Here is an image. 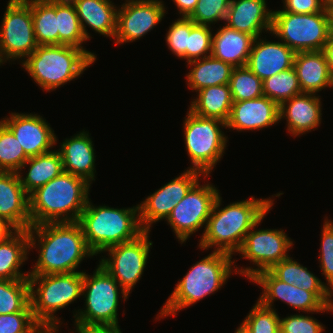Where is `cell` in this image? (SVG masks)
<instances>
[{"mask_svg":"<svg viewBox=\"0 0 333 333\" xmlns=\"http://www.w3.org/2000/svg\"><path fill=\"white\" fill-rule=\"evenodd\" d=\"M279 122V105L262 96L252 100L233 101L226 129L238 132L258 131Z\"/></svg>","mask_w":333,"mask_h":333,"instance_id":"cell-19","label":"cell"},{"mask_svg":"<svg viewBox=\"0 0 333 333\" xmlns=\"http://www.w3.org/2000/svg\"><path fill=\"white\" fill-rule=\"evenodd\" d=\"M39 325L33 312L0 314V333H32Z\"/></svg>","mask_w":333,"mask_h":333,"instance_id":"cell-45","label":"cell"},{"mask_svg":"<svg viewBox=\"0 0 333 333\" xmlns=\"http://www.w3.org/2000/svg\"><path fill=\"white\" fill-rule=\"evenodd\" d=\"M180 17H188L196 7L198 0H172Z\"/></svg>","mask_w":333,"mask_h":333,"instance_id":"cell-48","label":"cell"},{"mask_svg":"<svg viewBox=\"0 0 333 333\" xmlns=\"http://www.w3.org/2000/svg\"><path fill=\"white\" fill-rule=\"evenodd\" d=\"M34 35L38 45H59L56 0H30Z\"/></svg>","mask_w":333,"mask_h":333,"instance_id":"cell-34","label":"cell"},{"mask_svg":"<svg viewBox=\"0 0 333 333\" xmlns=\"http://www.w3.org/2000/svg\"><path fill=\"white\" fill-rule=\"evenodd\" d=\"M6 117L1 121L12 131L28 158L50 152L58 143L50 123L41 115L11 112Z\"/></svg>","mask_w":333,"mask_h":333,"instance_id":"cell-18","label":"cell"},{"mask_svg":"<svg viewBox=\"0 0 333 333\" xmlns=\"http://www.w3.org/2000/svg\"><path fill=\"white\" fill-rule=\"evenodd\" d=\"M231 0H198L195 9L188 16L197 25H215L224 21L227 16Z\"/></svg>","mask_w":333,"mask_h":333,"instance_id":"cell-41","label":"cell"},{"mask_svg":"<svg viewBox=\"0 0 333 333\" xmlns=\"http://www.w3.org/2000/svg\"><path fill=\"white\" fill-rule=\"evenodd\" d=\"M283 8L273 12H291L294 14H313L323 11L327 0H282Z\"/></svg>","mask_w":333,"mask_h":333,"instance_id":"cell-46","label":"cell"},{"mask_svg":"<svg viewBox=\"0 0 333 333\" xmlns=\"http://www.w3.org/2000/svg\"><path fill=\"white\" fill-rule=\"evenodd\" d=\"M60 325L40 324L32 333H58ZM74 333V331L72 332Z\"/></svg>","mask_w":333,"mask_h":333,"instance_id":"cell-50","label":"cell"},{"mask_svg":"<svg viewBox=\"0 0 333 333\" xmlns=\"http://www.w3.org/2000/svg\"><path fill=\"white\" fill-rule=\"evenodd\" d=\"M223 128L226 129L227 126L221 120L201 117L187 111L183 130L185 149L191 161L188 169L210 176L228 147V136L222 131Z\"/></svg>","mask_w":333,"mask_h":333,"instance_id":"cell-9","label":"cell"},{"mask_svg":"<svg viewBox=\"0 0 333 333\" xmlns=\"http://www.w3.org/2000/svg\"><path fill=\"white\" fill-rule=\"evenodd\" d=\"M28 230H15L0 242V280L28 279L29 271L23 273L21 266L28 260Z\"/></svg>","mask_w":333,"mask_h":333,"instance_id":"cell-29","label":"cell"},{"mask_svg":"<svg viewBox=\"0 0 333 333\" xmlns=\"http://www.w3.org/2000/svg\"><path fill=\"white\" fill-rule=\"evenodd\" d=\"M292 314L285 318L280 317V333H322L324 325L312 316Z\"/></svg>","mask_w":333,"mask_h":333,"instance_id":"cell-44","label":"cell"},{"mask_svg":"<svg viewBox=\"0 0 333 333\" xmlns=\"http://www.w3.org/2000/svg\"><path fill=\"white\" fill-rule=\"evenodd\" d=\"M108 1H111V0H108ZM131 1H134V0H125L124 3H122V4H125V3H128V2H131Z\"/></svg>","mask_w":333,"mask_h":333,"instance_id":"cell-54","label":"cell"},{"mask_svg":"<svg viewBox=\"0 0 333 333\" xmlns=\"http://www.w3.org/2000/svg\"><path fill=\"white\" fill-rule=\"evenodd\" d=\"M83 272L30 275V306L39 324L61 325L56 312L82 296Z\"/></svg>","mask_w":333,"mask_h":333,"instance_id":"cell-7","label":"cell"},{"mask_svg":"<svg viewBox=\"0 0 333 333\" xmlns=\"http://www.w3.org/2000/svg\"><path fill=\"white\" fill-rule=\"evenodd\" d=\"M327 5H328V8L332 11L333 13V0H327Z\"/></svg>","mask_w":333,"mask_h":333,"instance_id":"cell-53","label":"cell"},{"mask_svg":"<svg viewBox=\"0 0 333 333\" xmlns=\"http://www.w3.org/2000/svg\"><path fill=\"white\" fill-rule=\"evenodd\" d=\"M282 194L284 193L279 192L265 199H255L251 196L246 200L230 202L224 208L220 207L222 197L219 194L198 247L201 250L214 247L213 251L234 256L240 250L246 234L271 208L273 209L274 197L279 198Z\"/></svg>","mask_w":333,"mask_h":333,"instance_id":"cell-2","label":"cell"},{"mask_svg":"<svg viewBox=\"0 0 333 333\" xmlns=\"http://www.w3.org/2000/svg\"><path fill=\"white\" fill-rule=\"evenodd\" d=\"M32 312L28 279L0 280V314Z\"/></svg>","mask_w":333,"mask_h":333,"instance_id":"cell-35","label":"cell"},{"mask_svg":"<svg viewBox=\"0 0 333 333\" xmlns=\"http://www.w3.org/2000/svg\"><path fill=\"white\" fill-rule=\"evenodd\" d=\"M203 176L201 172L191 169H185L181 175L170 180L161 186L154 193L149 194L145 200L140 201L139 220L144 231H151L154 223L165 220L171 214L173 208L186 196L189 190Z\"/></svg>","mask_w":333,"mask_h":333,"instance_id":"cell-15","label":"cell"},{"mask_svg":"<svg viewBox=\"0 0 333 333\" xmlns=\"http://www.w3.org/2000/svg\"><path fill=\"white\" fill-rule=\"evenodd\" d=\"M78 222L95 256L111 246L134 240L144 232L138 204L129 208L95 206L89 198Z\"/></svg>","mask_w":333,"mask_h":333,"instance_id":"cell-5","label":"cell"},{"mask_svg":"<svg viewBox=\"0 0 333 333\" xmlns=\"http://www.w3.org/2000/svg\"><path fill=\"white\" fill-rule=\"evenodd\" d=\"M277 279L312 292L325 306H333V292L325 282L290 256L269 270Z\"/></svg>","mask_w":333,"mask_h":333,"instance_id":"cell-28","label":"cell"},{"mask_svg":"<svg viewBox=\"0 0 333 333\" xmlns=\"http://www.w3.org/2000/svg\"><path fill=\"white\" fill-rule=\"evenodd\" d=\"M321 96L301 93L279 106L280 121L286 120L287 130L293 137L318 129L322 120Z\"/></svg>","mask_w":333,"mask_h":333,"instance_id":"cell-20","label":"cell"},{"mask_svg":"<svg viewBox=\"0 0 333 333\" xmlns=\"http://www.w3.org/2000/svg\"><path fill=\"white\" fill-rule=\"evenodd\" d=\"M323 52L326 56L330 72L333 74V31L331 32L329 39L323 48Z\"/></svg>","mask_w":333,"mask_h":333,"instance_id":"cell-49","label":"cell"},{"mask_svg":"<svg viewBox=\"0 0 333 333\" xmlns=\"http://www.w3.org/2000/svg\"><path fill=\"white\" fill-rule=\"evenodd\" d=\"M295 52L280 40L254 39L247 67L262 81L293 67Z\"/></svg>","mask_w":333,"mask_h":333,"instance_id":"cell-22","label":"cell"},{"mask_svg":"<svg viewBox=\"0 0 333 333\" xmlns=\"http://www.w3.org/2000/svg\"><path fill=\"white\" fill-rule=\"evenodd\" d=\"M165 6L163 0H134L121 4L113 39L115 45L135 42L151 32L167 14Z\"/></svg>","mask_w":333,"mask_h":333,"instance_id":"cell-16","label":"cell"},{"mask_svg":"<svg viewBox=\"0 0 333 333\" xmlns=\"http://www.w3.org/2000/svg\"><path fill=\"white\" fill-rule=\"evenodd\" d=\"M196 93L189 107L192 113L227 123L233 104L229 84L206 87Z\"/></svg>","mask_w":333,"mask_h":333,"instance_id":"cell-32","label":"cell"},{"mask_svg":"<svg viewBox=\"0 0 333 333\" xmlns=\"http://www.w3.org/2000/svg\"><path fill=\"white\" fill-rule=\"evenodd\" d=\"M93 139L84 129L59 143L63 171L84 178L92 184L96 178V153Z\"/></svg>","mask_w":333,"mask_h":333,"instance_id":"cell-24","label":"cell"},{"mask_svg":"<svg viewBox=\"0 0 333 333\" xmlns=\"http://www.w3.org/2000/svg\"><path fill=\"white\" fill-rule=\"evenodd\" d=\"M57 30L59 45H70L83 49L94 61L97 55L83 47L88 40L83 34L76 8L71 0H56Z\"/></svg>","mask_w":333,"mask_h":333,"instance_id":"cell-33","label":"cell"},{"mask_svg":"<svg viewBox=\"0 0 333 333\" xmlns=\"http://www.w3.org/2000/svg\"><path fill=\"white\" fill-rule=\"evenodd\" d=\"M27 173L22 172L28 167ZM23 169V170H22ZM63 172L61 155L56 148L50 152L30 157L18 172L25 192L30 195L37 188L56 178ZM26 176V177H25Z\"/></svg>","mask_w":333,"mask_h":333,"instance_id":"cell-30","label":"cell"},{"mask_svg":"<svg viewBox=\"0 0 333 333\" xmlns=\"http://www.w3.org/2000/svg\"><path fill=\"white\" fill-rule=\"evenodd\" d=\"M219 27L212 37L211 56L234 68L246 66L255 38L225 24Z\"/></svg>","mask_w":333,"mask_h":333,"instance_id":"cell-27","label":"cell"},{"mask_svg":"<svg viewBox=\"0 0 333 333\" xmlns=\"http://www.w3.org/2000/svg\"><path fill=\"white\" fill-rule=\"evenodd\" d=\"M91 184L62 172L29 195L31 226L49 222H77L86 207Z\"/></svg>","mask_w":333,"mask_h":333,"instance_id":"cell-3","label":"cell"},{"mask_svg":"<svg viewBox=\"0 0 333 333\" xmlns=\"http://www.w3.org/2000/svg\"><path fill=\"white\" fill-rule=\"evenodd\" d=\"M28 159L12 131L0 120V170L18 173Z\"/></svg>","mask_w":333,"mask_h":333,"instance_id":"cell-37","label":"cell"},{"mask_svg":"<svg viewBox=\"0 0 333 333\" xmlns=\"http://www.w3.org/2000/svg\"><path fill=\"white\" fill-rule=\"evenodd\" d=\"M191 31V19L180 17L170 25L165 40L168 49L179 59L186 60V48L188 47V36Z\"/></svg>","mask_w":333,"mask_h":333,"instance_id":"cell-43","label":"cell"},{"mask_svg":"<svg viewBox=\"0 0 333 333\" xmlns=\"http://www.w3.org/2000/svg\"><path fill=\"white\" fill-rule=\"evenodd\" d=\"M333 31V13L328 6L313 14L273 12L271 37L296 52L323 51Z\"/></svg>","mask_w":333,"mask_h":333,"instance_id":"cell-8","label":"cell"},{"mask_svg":"<svg viewBox=\"0 0 333 333\" xmlns=\"http://www.w3.org/2000/svg\"><path fill=\"white\" fill-rule=\"evenodd\" d=\"M239 325L234 333H251L242 322Z\"/></svg>","mask_w":333,"mask_h":333,"instance_id":"cell-52","label":"cell"},{"mask_svg":"<svg viewBox=\"0 0 333 333\" xmlns=\"http://www.w3.org/2000/svg\"><path fill=\"white\" fill-rule=\"evenodd\" d=\"M0 218L15 230L31 227L29 195L16 172H0Z\"/></svg>","mask_w":333,"mask_h":333,"instance_id":"cell-21","label":"cell"},{"mask_svg":"<svg viewBox=\"0 0 333 333\" xmlns=\"http://www.w3.org/2000/svg\"><path fill=\"white\" fill-rule=\"evenodd\" d=\"M232 258L228 253L212 251L193 264L185 276L176 283L173 292L157 313L156 319L176 316L180 310L189 308L222 288L230 276L236 273L233 266L236 260Z\"/></svg>","mask_w":333,"mask_h":333,"instance_id":"cell-4","label":"cell"},{"mask_svg":"<svg viewBox=\"0 0 333 333\" xmlns=\"http://www.w3.org/2000/svg\"><path fill=\"white\" fill-rule=\"evenodd\" d=\"M207 25H197L191 20V31L186 48V61L211 56L213 29Z\"/></svg>","mask_w":333,"mask_h":333,"instance_id":"cell-40","label":"cell"},{"mask_svg":"<svg viewBox=\"0 0 333 333\" xmlns=\"http://www.w3.org/2000/svg\"><path fill=\"white\" fill-rule=\"evenodd\" d=\"M37 46L30 0H8L0 25V63H22Z\"/></svg>","mask_w":333,"mask_h":333,"instance_id":"cell-12","label":"cell"},{"mask_svg":"<svg viewBox=\"0 0 333 333\" xmlns=\"http://www.w3.org/2000/svg\"><path fill=\"white\" fill-rule=\"evenodd\" d=\"M321 230L320 269L325 276V284L333 292V221L325 216V220Z\"/></svg>","mask_w":333,"mask_h":333,"instance_id":"cell-42","label":"cell"},{"mask_svg":"<svg viewBox=\"0 0 333 333\" xmlns=\"http://www.w3.org/2000/svg\"><path fill=\"white\" fill-rule=\"evenodd\" d=\"M28 235L30 250L37 247L39 252L30 275L81 272L77 269L84 258L95 255L88 247L78 221L33 225L28 229Z\"/></svg>","mask_w":333,"mask_h":333,"instance_id":"cell-1","label":"cell"},{"mask_svg":"<svg viewBox=\"0 0 333 333\" xmlns=\"http://www.w3.org/2000/svg\"><path fill=\"white\" fill-rule=\"evenodd\" d=\"M190 67L186 74V84L191 91H199L206 87L229 84L234 67L212 56L187 62Z\"/></svg>","mask_w":333,"mask_h":333,"instance_id":"cell-31","label":"cell"},{"mask_svg":"<svg viewBox=\"0 0 333 333\" xmlns=\"http://www.w3.org/2000/svg\"><path fill=\"white\" fill-rule=\"evenodd\" d=\"M95 61L81 48L70 45H38L19 63L43 91L51 92L74 81Z\"/></svg>","mask_w":333,"mask_h":333,"instance_id":"cell-6","label":"cell"},{"mask_svg":"<svg viewBox=\"0 0 333 333\" xmlns=\"http://www.w3.org/2000/svg\"><path fill=\"white\" fill-rule=\"evenodd\" d=\"M229 87L233 101L252 100L262 97V80L247 66L233 68Z\"/></svg>","mask_w":333,"mask_h":333,"instance_id":"cell-38","label":"cell"},{"mask_svg":"<svg viewBox=\"0 0 333 333\" xmlns=\"http://www.w3.org/2000/svg\"><path fill=\"white\" fill-rule=\"evenodd\" d=\"M75 333H122L119 325L74 323Z\"/></svg>","mask_w":333,"mask_h":333,"instance_id":"cell-47","label":"cell"},{"mask_svg":"<svg viewBox=\"0 0 333 333\" xmlns=\"http://www.w3.org/2000/svg\"><path fill=\"white\" fill-rule=\"evenodd\" d=\"M150 232L144 231L134 240L105 249L102 253L108 252V257L105 255L99 260V264L128 294L140 281L147 265L150 248L153 246L149 239Z\"/></svg>","mask_w":333,"mask_h":333,"instance_id":"cell-14","label":"cell"},{"mask_svg":"<svg viewBox=\"0 0 333 333\" xmlns=\"http://www.w3.org/2000/svg\"><path fill=\"white\" fill-rule=\"evenodd\" d=\"M261 287L258 301L269 308H274V301L281 300L296 311L306 313L333 312V306H325L312 292L290 285L277 279L269 270L259 272L251 281Z\"/></svg>","mask_w":333,"mask_h":333,"instance_id":"cell-17","label":"cell"},{"mask_svg":"<svg viewBox=\"0 0 333 333\" xmlns=\"http://www.w3.org/2000/svg\"><path fill=\"white\" fill-rule=\"evenodd\" d=\"M15 229L0 218V242L10 236Z\"/></svg>","mask_w":333,"mask_h":333,"instance_id":"cell-51","label":"cell"},{"mask_svg":"<svg viewBox=\"0 0 333 333\" xmlns=\"http://www.w3.org/2000/svg\"><path fill=\"white\" fill-rule=\"evenodd\" d=\"M262 84L264 96L270 98L279 106L293 96L302 93L293 67L264 79Z\"/></svg>","mask_w":333,"mask_h":333,"instance_id":"cell-36","label":"cell"},{"mask_svg":"<svg viewBox=\"0 0 333 333\" xmlns=\"http://www.w3.org/2000/svg\"><path fill=\"white\" fill-rule=\"evenodd\" d=\"M269 211L253 226L246 234L244 242L237 252L240 258L250 261L252 266L237 267L234 265L236 274L251 280L259 272L270 270L280 261L288 258L289 251L293 248V240L288 237L283 229H258ZM256 228V229H255Z\"/></svg>","mask_w":333,"mask_h":333,"instance_id":"cell-11","label":"cell"},{"mask_svg":"<svg viewBox=\"0 0 333 333\" xmlns=\"http://www.w3.org/2000/svg\"><path fill=\"white\" fill-rule=\"evenodd\" d=\"M276 311L257 301L242 323L251 333H280V316Z\"/></svg>","mask_w":333,"mask_h":333,"instance_id":"cell-39","label":"cell"},{"mask_svg":"<svg viewBox=\"0 0 333 333\" xmlns=\"http://www.w3.org/2000/svg\"><path fill=\"white\" fill-rule=\"evenodd\" d=\"M128 296L117 280L98 264L92 275L83 272L81 298L85 307L73 311L74 322L119 325V299L127 301Z\"/></svg>","mask_w":333,"mask_h":333,"instance_id":"cell-10","label":"cell"},{"mask_svg":"<svg viewBox=\"0 0 333 333\" xmlns=\"http://www.w3.org/2000/svg\"><path fill=\"white\" fill-rule=\"evenodd\" d=\"M200 183L199 180L189 190L166 219L181 244L186 243L191 235L204 227L203 235L216 198L220 194V190L210 182L204 181L203 185Z\"/></svg>","mask_w":333,"mask_h":333,"instance_id":"cell-13","label":"cell"},{"mask_svg":"<svg viewBox=\"0 0 333 333\" xmlns=\"http://www.w3.org/2000/svg\"><path fill=\"white\" fill-rule=\"evenodd\" d=\"M266 0H231L225 25L240 32L260 37L272 29L273 11ZM265 31V32H264Z\"/></svg>","mask_w":333,"mask_h":333,"instance_id":"cell-23","label":"cell"},{"mask_svg":"<svg viewBox=\"0 0 333 333\" xmlns=\"http://www.w3.org/2000/svg\"><path fill=\"white\" fill-rule=\"evenodd\" d=\"M293 68L302 93L316 94L326 88L333 89V74L323 51L296 52Z\"/></svg>","mask_w":333,"mask_h":333,"instance_id":"cell-26","label":"cell"},{"mask_svg":"<svg viewBox=\"0 0 333 333\" xmlns=\"http://www.w3.org/2000/svg\"><path fill=\"white\" fill-rule=\"evenodd\" d=\"M74 4L84 36L92 38L86 28L114 39L117 27L118 8L108 0H71ZM88 31V32H87Z\"/></svg>","mask_w":333,"mask_h":333,"instance_id":"cell-25","label":"cell"}]
</instances>
